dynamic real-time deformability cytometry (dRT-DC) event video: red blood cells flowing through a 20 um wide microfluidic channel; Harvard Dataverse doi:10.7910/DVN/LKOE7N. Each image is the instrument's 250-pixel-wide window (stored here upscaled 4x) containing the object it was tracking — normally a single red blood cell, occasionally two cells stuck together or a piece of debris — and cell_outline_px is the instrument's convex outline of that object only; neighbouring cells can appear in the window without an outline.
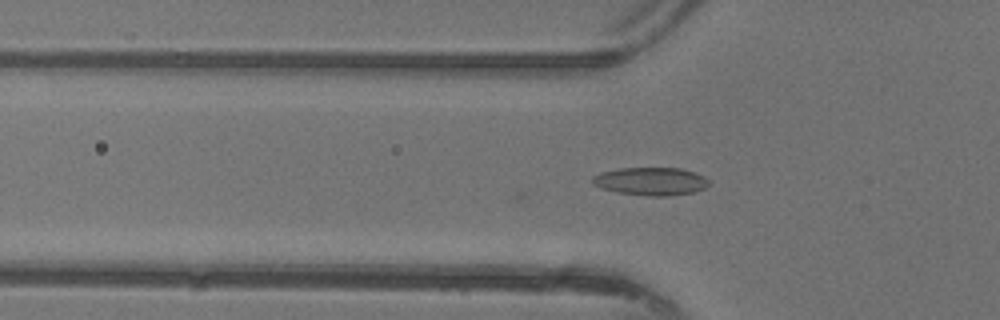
{"species": "common noctule bat (a hibernating species)", "species_latin": "Nyctalus noctula", "temperature_condition": "warm", "stored_images_in_passage": 2, "camera_frame_rate_fps": 3000, "um_per_image_px": 0.085, "animal": {"sex": "female"}, "frame": {"image": 1, "passage_image": 2, "time_ms": 0.333, "image_size_px": [1000, 320], "cell_outline_px": [[708, 184], [704, 188], [692, 192], [668, 196], [648, 196], [616, 192], [600, 188], [592, 184], [592, 176], [600, 172], [620, 168], [680, 168], [696, 172], [704, 176], [708, 180]], "centroid_in_image_um": [55.28, 15.41], "position_along_channel_um": 70.5, "area_um2": 19.07}}